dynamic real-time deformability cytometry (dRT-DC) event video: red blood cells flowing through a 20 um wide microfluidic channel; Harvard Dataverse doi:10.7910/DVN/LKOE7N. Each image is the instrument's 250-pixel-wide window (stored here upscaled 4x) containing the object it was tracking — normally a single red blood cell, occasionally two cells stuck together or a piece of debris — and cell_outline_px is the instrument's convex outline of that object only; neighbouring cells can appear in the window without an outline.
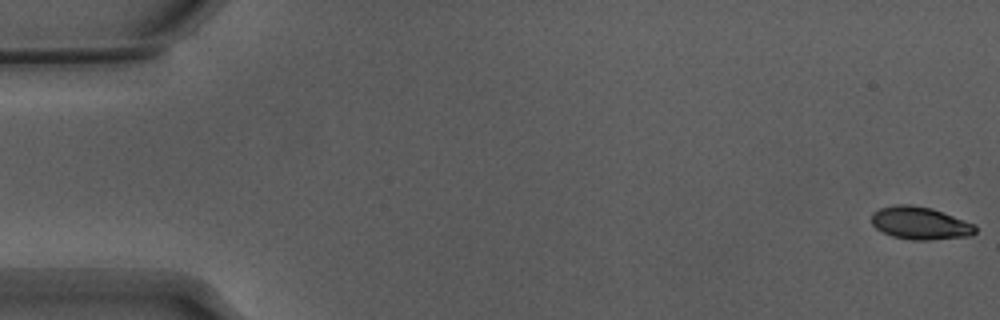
{"species": "Egyptian fruit bat (a non-hibernating species)", "species_latin": "Rousettus aegyptiacus", "temperature_condition": "warm", "stored_images_in_passage": 54, "camera_frame_rate_fps": 3000, "um_per_image_px": 0.085, "animal": {"sex": "male"}, "frame": {"image": 1, "passage_image": 1, "time_ms": 0.0, "image_size_px": [1000, 320], "cell_outline_px": [[976, 232], [972, 236], [932, 240], [912, 240], [892, 236], [876, 228], [872, 224], [872, 212], [880, 208], [896, 204], [912, 204], [932, 208], [976, 224]], "centroid_in_image_um": [78.24, 18.96], "position_along_channel_um": 6.8, "area_um2": 20.0}}
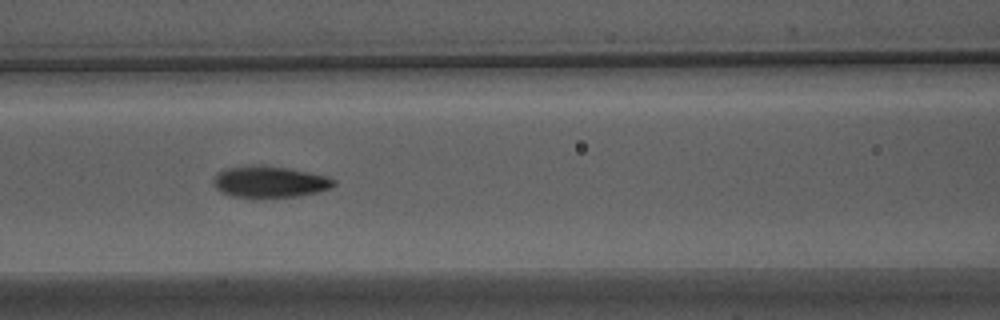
{"frame": {"image": 2, "passage_image": 24, "time_ms": 7.667, "image_size_px": [1000, 320], "cell_outline_px": [[336, 184], [332, 188], [300, 196], [256, 200], [232, 196], [220, 192], [212, 184], [212, 176], [216, 172], [224, 168], [284, 168], [328, 176], [336, 180]], "centroid_in_image_um": [22.89, 15.54], "position_along_channel_um": 143.7, "area_um2": 22.08}}
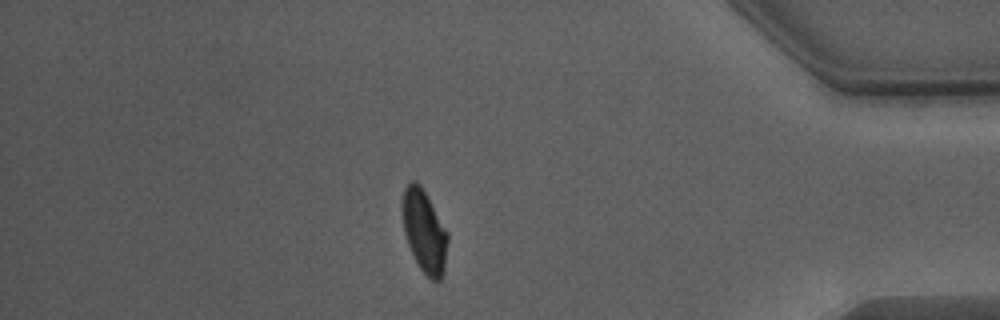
{"frame": {"image": 3, "passage_image": 47, "time_ms": 15.333, "image_size_px": [1000, 320], "cell_outline_px": [[448, 240], [444, 272], [440, 280], [436, 284], [420, 268], [408, 244], [404, 232], [404, 188], [412, 180], [416, 180], [420, 184], [448, 232]], "centroid_in_image_um": [36.11, 19.7], "position_along_channel_um": 399.1, "area_um2": 21.33}, "authors_computed_cell_mechanics": {"area_um2": 21.3282, "velocity_mm_per_s": 3.8387, "shape_relaxation_time_tau1_ms": 2.4178, "shape_relaxation_time_tau2_ms": 0.8649, "deformation_change_tau1": 0.1479, "deformation_change_tau2": 0.0485}}